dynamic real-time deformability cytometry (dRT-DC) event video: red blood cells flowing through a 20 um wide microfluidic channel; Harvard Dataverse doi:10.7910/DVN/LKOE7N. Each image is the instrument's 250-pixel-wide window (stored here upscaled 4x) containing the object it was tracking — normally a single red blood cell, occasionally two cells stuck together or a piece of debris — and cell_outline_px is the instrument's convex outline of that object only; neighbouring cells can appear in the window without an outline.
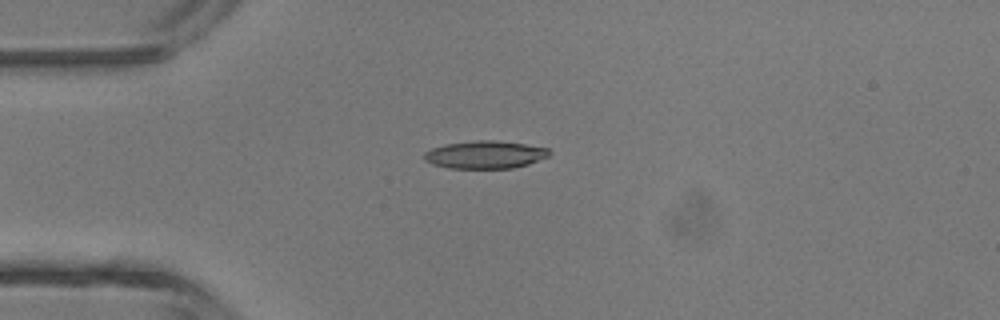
{"species": "common noctule bat (a hibernating species)", "species_latin": "Nyctalus noctula", "temperature_condition": "room temperature", "stored_images_in_passage": 6, "camera_frame_rate_fps": 3000, "um_per_image_px": 0.085, "animal": {"sex": "male", "body_mass_g": 13.3}, "frame": {"image": 1, "passage_image": 4, "time_ms": 3.667, "image_size_px": [1000, 320], "cell_outline_px": [[552, 152], [548, 156], [528, 164], [512, 168], [448, 168], [432, 164], [424, 160], [424, 152], [432, 148], [444, 144], [476, 140], [492, 140], [524, 144], [548, 148]], "centroid_in_image_um": [41.21, 13.14], "position_along_channel_um": 43.8, "area_um2": 20.17}}
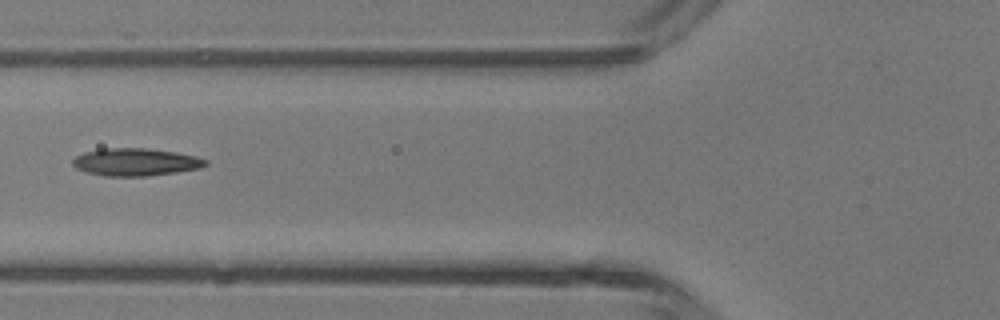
{"frame": {"image": 2, "passage_image": 6, "time_ms": 5.667, "image_size_px": [1000, 320], "cell_outline_px": [[208, 164], [200, 168], [176, 172], [148, 176], [104, 176], [88, 172], [76, 168], [72, 164], [72, 160], [76, 156], [84, 152], [100, 148], [148, 148], [176, 152], [196, 156], [208, 160]], "centroid_in_image_um": [11.53, 13.77], "position_along_channel_um": 114.3, "area_um2": 21.44}}